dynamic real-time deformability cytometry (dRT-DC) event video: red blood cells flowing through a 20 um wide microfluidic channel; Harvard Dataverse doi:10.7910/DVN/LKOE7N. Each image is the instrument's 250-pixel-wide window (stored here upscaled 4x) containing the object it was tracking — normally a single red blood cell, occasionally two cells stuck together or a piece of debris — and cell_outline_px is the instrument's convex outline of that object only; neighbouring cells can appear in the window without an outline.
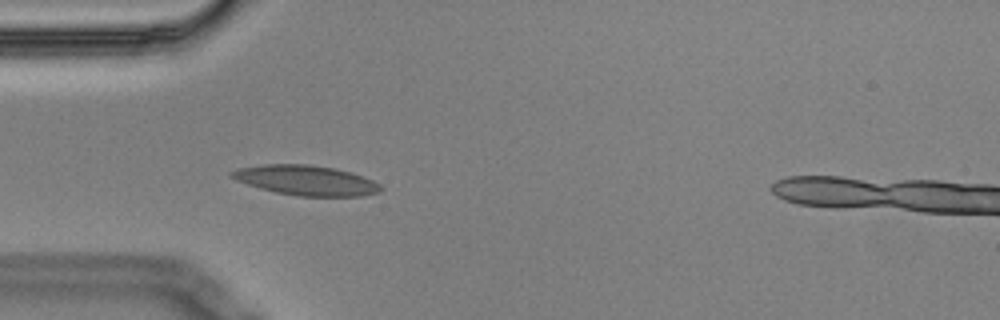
{"species": "Egyptian fruit bat (a non-hibernating species)", "species_latin": "Rousettus aegyptiacus", "temperature_condition": "cold", "stored_images_in_passage": 4, "camera_frame_rate_fps": 3000, "um_per_image_px": 0.085, "animal": {"sex": "male"}, "frame": {"image": 1, "passage_image": 4, "time_ms": 1.0, "image_size_px": [1000, 320], "cell_outline_px": [[384, 188], [380, 192], [360, 196], [296, 196], [276, 192], [260, 188], [236, 180], [228, 176], [228, 172], [236, 168], [264, 164], [308, 164], [332, 168], [352, 172], [372, 180], [380, 184]], "centroid_in_image_um": [25.99, 15.32], "position_along_channel_um": 59.0, "area_um2": 26.13}}